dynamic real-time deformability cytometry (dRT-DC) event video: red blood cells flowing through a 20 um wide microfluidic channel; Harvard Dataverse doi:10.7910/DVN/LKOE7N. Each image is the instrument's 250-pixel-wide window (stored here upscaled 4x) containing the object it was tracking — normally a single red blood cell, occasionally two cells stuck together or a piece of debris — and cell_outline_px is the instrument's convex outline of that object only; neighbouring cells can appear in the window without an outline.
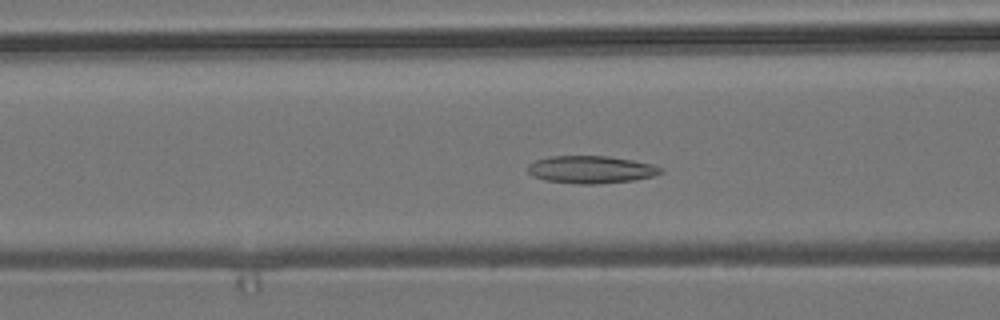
{"species": "common noctule bat (a hibernating species)", "species_latin": "Nyctalus noctula", "temperature_condition": "room temperature", "stored_images_in_passage": 52, "camera_frame_rate_fps": 3000, "um_per_image_px": 0.085, "animal": {"sex": "male", "body_mass_g": 19.2, "forearm_length_mm": 51.8}, "frame": {"image": 1, "passage_image": 17, "time_ms": 5.333, "image_size_px": [1000, 320], "cell_outline_px": [[664, 172], [652, 176], [632, 180], [596, 184], [580, 184], [544, 180], [532, 176], [528, 172], [528, 164], [536, 160], [548, 156], [608, 156], [632, 160], [652, 164], [664, 168]], "centroid_in_image_um": [50.22, 14.41], "position_along_channel_um": 116.4, "area_um2": 21.33}}
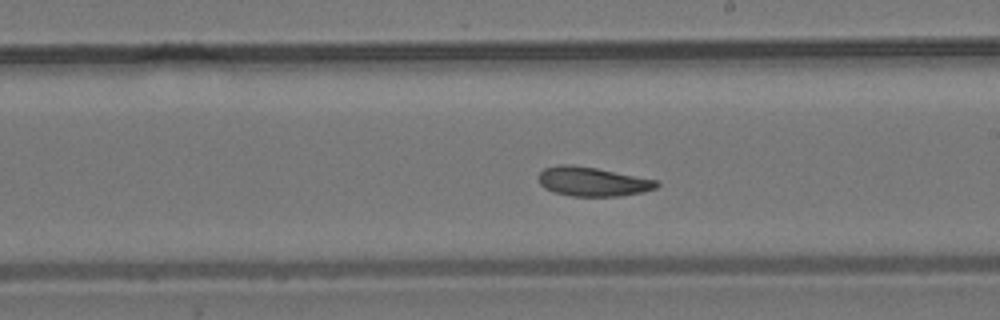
{"frame": {"image": 2, "passage_image": 27, "time_ms": 8.667, "image_size_px": [1000, 320], "cell_outline_px": [[660, 184], [656, 188], [644, 192], [620, 196], [572, 196], [556, 192], [544, 188], [540, 184], [540, 172], [544, 168], [560, 164], [572, 164], [596, 168], [660, 180]], "centroid_in_image_um": [50.42, 15.43], "position_along_channel_um": 238.6, "area_um2": 20.17}}
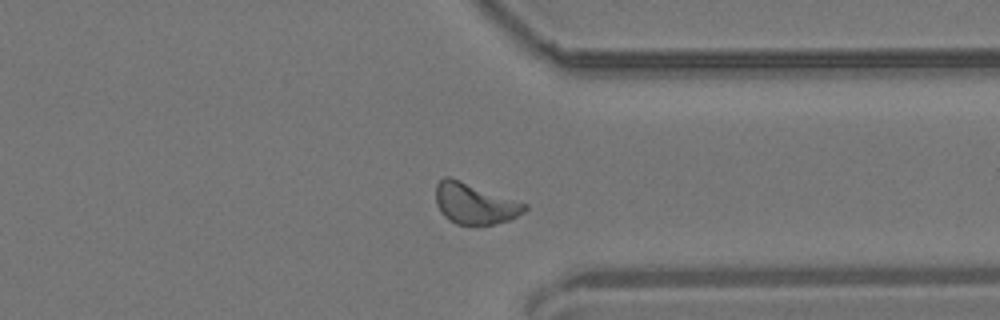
{"frame": {"image": 3, "passage_image": 38, "time_ms": 12.333, "image_size_px": [1000, 320], "cell_outline_px": [[528, 208], [524, 212], [508, 220], [492, 224], [456, 224], [448, 220], [440, 212], [436, 204], [436, 184], [444, 176], [452, 176], [528, 204]], "centroid_in_image_um": [40.33, 17.27], "position_along_channel_um": 371.1, "area_um2": 21.39}, "authors_computed_cell_mechanics": {"area_um2": 20.5768, "velocity_mm_per_s": 3.6709, "shape_relaxation_time_tau1_ms": 9.4963, "shape_relaxation_time_tau2_ms": 6.2309, "deformation_change_tau1": 0.1577, "deformation_change_tau2": 0.134}}